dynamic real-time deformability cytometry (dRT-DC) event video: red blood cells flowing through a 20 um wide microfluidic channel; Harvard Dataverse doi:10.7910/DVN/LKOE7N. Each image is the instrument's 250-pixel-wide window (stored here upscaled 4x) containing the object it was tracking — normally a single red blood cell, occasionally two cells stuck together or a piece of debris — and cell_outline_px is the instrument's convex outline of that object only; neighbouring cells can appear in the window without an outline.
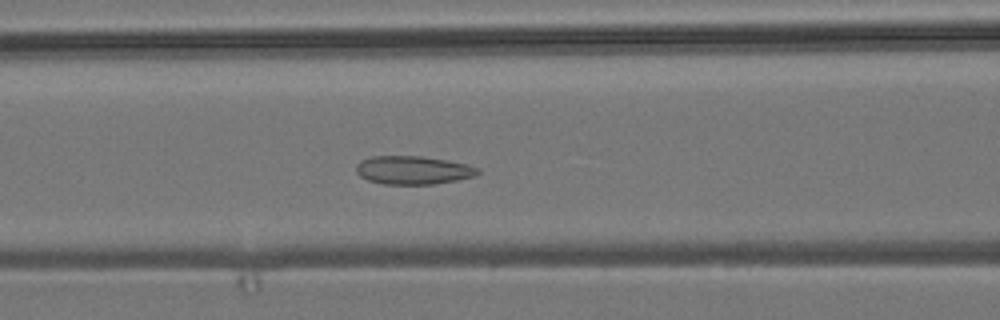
{"species": "common noctule bat (a hibernating species)", "species_latin": "Nyctalus noctula", "temperature_condition": "room temperature", "stored_images_in_passage": 40, "camera_frame_rate_fps": 3000, "um_per_image_px": 0.085, "animal": {"sex": "male", "body_mass_g": 19.2, "forearm_length_mm": 51.8}, "frame": {"image": 1, "passage_image": 20, "time_ms": 6.333, "image_size_px": [1000, 320], "cell_outline_px": [[480, 172], [472, 176], [456, 180], [436, 184], [384, 184], [368, 180], [360, 176], [356, 172], [356, 164], [360, 160], [372, 156], [420, 156], [444, 160], [464, 164], [480, 168]], "centroid_in_image_um": [35.06, 14.46], "position_along_channel_um": 131.5, "area_um2": 19.94}}
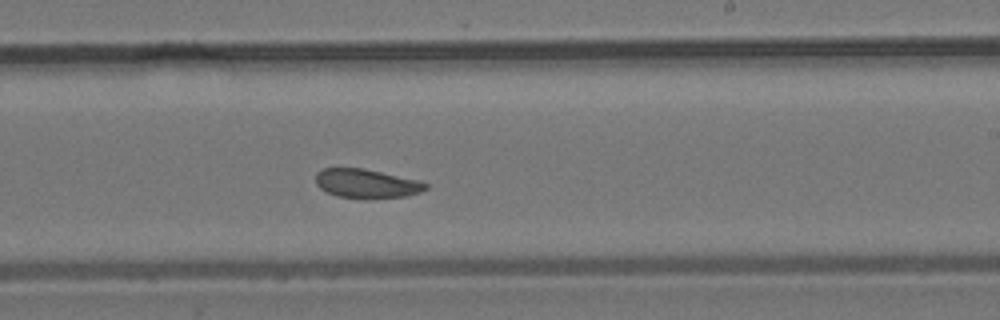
{"frame": {"image": 2, "passage_image": 30, "time_ms": 9.667, "image_size_px": [1000, 320], "cell_outline_px": [[428, 188], [420, 192], [404, 196], [336, 196], [320, 188], [316, 184], [316, 172], [320, 168], [364, 168], [420, 180], [428, 184]], "centroid_in_image_um": [31.14, 15.55], "position_along_channel_um": 257.9, "area_um2": 18.03}}
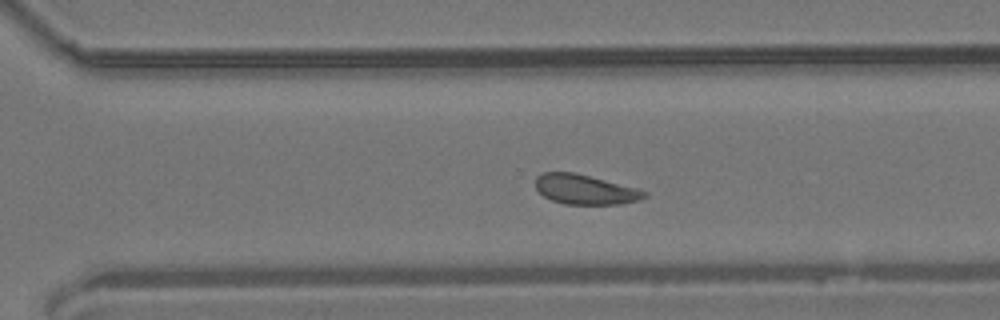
{"frame": {"image": 3, "passage_image": 35, "time_ms": 11.333, "image_size_px": [1000, 320], "cell_outline_px": [[648, 196], [640, 200], [620, 204], [564, 204], [552, 200], [544, 196], [536, 188], [536, 176], [544, 172], [572, 172], [636, 188], [648, 192]], "centroid_in_image_um": [49.74, 16.11], "position_along_channel_um": 320.9, "area_um2": 18.67}, "authors_computed_cell_mechanics": {"area_um2": 20.6635, "velocity_mm_per_s": 3.7951, "shape_relaxation_time_tau1_ms": null, "shape_relaxation_time_tau2_ms": 1.679, "deformation_change_tau1": null, "deformation_change_tau2": 0.0632}}